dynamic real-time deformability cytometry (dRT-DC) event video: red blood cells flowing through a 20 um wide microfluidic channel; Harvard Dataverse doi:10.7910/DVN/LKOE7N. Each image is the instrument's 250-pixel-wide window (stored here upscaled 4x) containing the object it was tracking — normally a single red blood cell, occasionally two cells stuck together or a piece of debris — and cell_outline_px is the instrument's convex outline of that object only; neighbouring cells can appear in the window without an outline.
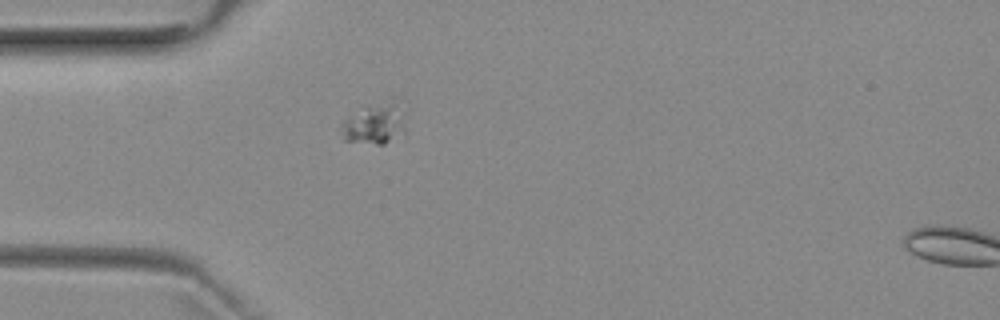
{"species": "common noctule bat (a hibernating species)", "species_latin": "Nyctalus noctula", "temperature_condition": "room temperature", "stored_images_in_passage": 6, "camera_frame_rate_fps": 3000, "um_per_image_px": 0.085, "animal": {"sex": "female", "body_mass_g": 29.2, "forearm_length_mm": 56.3}, "frame": {"image": 1, "passage_image": 5, "time_ms": 5.667, "image_size_px": [1000, 320], "cell_outline_px": [[400, 104], [396, 132], [384, 144], [376, 144], [344, 140], [344, 120], [364, 104], [392, 96]], "centroid_in_image_um": [31.72, 10.37], "position_along_channel_um": 53.3, "area_um2": 14.33}}